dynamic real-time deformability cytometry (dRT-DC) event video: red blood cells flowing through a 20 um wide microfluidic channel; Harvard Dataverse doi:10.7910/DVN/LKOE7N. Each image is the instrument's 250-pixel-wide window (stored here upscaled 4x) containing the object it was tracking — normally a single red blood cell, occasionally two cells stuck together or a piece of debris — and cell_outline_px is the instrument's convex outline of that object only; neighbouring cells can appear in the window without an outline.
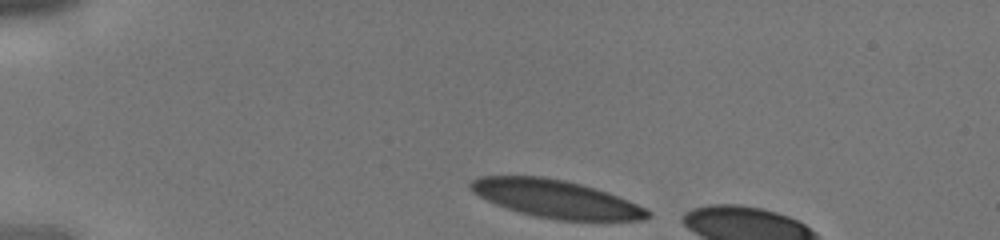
{"species": "human", "species_latin": "Homo sapiens", "temperature_condition": "cold", "stored_images_in_passage": 7, "segment_of_instrument_passage": [1, 2], "camera_frame_rate_fps": 3000, "um_per_image_px": 0.085, "donor": {"sex": "male"}, "frame": {"image": 1, "passage_image": 1, "time_ms": 0.0, "image_size_px": [1000, 240], "cell_outline_px": [[652, 216], [644, 220], [560, 220], [536, 216], [520, 212], [496, 204], [472, 192], [468, 188], [468, 184], [472, 180], [480, 176], [540, 176], [564, 180], [580, 184], [608, 192], [628, 200], [652, 212]], "centroid_in_image_um": [47.26, 16.9], "position_along_channel_um": 37.7, "area_um2": 38.73}}
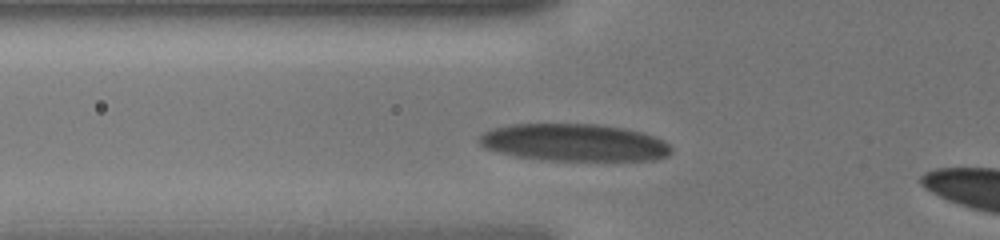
{"frame": {"image": 2, "passage_image": 5, "time_ms": 1.333, "image_size_px": [1000, 240], "cell_outline_px": [[672, 152], [668, 156], [656, 160], [548, 160], [516, 156], [496, 152], [484, 148], [476, 140], [484, 132], [492, 128], [508, 124], [596, 124], [624, 128], [640, 132], [664, 140], [672, 148]], "centroid_in_image_um": [48.77, 12.11], "position_along_channel_um": 77.0, "area_um2": 41.91}}